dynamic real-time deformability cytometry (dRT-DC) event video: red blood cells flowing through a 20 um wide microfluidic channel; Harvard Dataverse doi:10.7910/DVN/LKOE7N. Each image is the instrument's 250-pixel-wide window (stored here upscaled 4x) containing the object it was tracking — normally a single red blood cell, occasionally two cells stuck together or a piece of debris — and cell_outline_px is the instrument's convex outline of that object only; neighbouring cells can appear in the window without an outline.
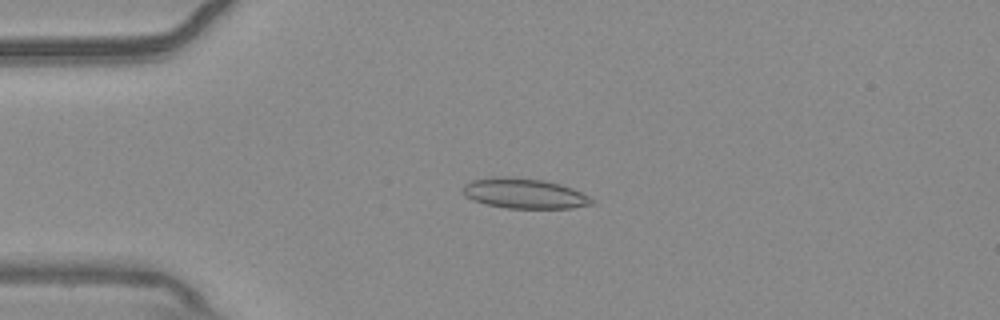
{"species": "common noctule bat (a hibernating species)", "species_latin": "Nyctalus noctula", "temperature_condition": "warm", "stored_images_in_passage": 53, "camera_frame_rate_fps": 3000, "um_per_image_px": 0.085, "animal": {"sex": "male", "body_mass_g": 20.4}, "frame": {"image": 1, "passage_image": 12, "time_ms": 3.667, "image_size_px": [1000, 320], "cell_outline_px": [[596, 204], [572, 208], [504, 208], [472, 200], [464, 196], [460, 188], [464, 184], [472, 180], [492, 176], [508, 176], [544, 180], [560, 184], [572, 188], [596, 200]], "centroid_in_image_um": [44.54, 16.44], "position_along_channel_um": 40.5, "area_um2": 23.0}}
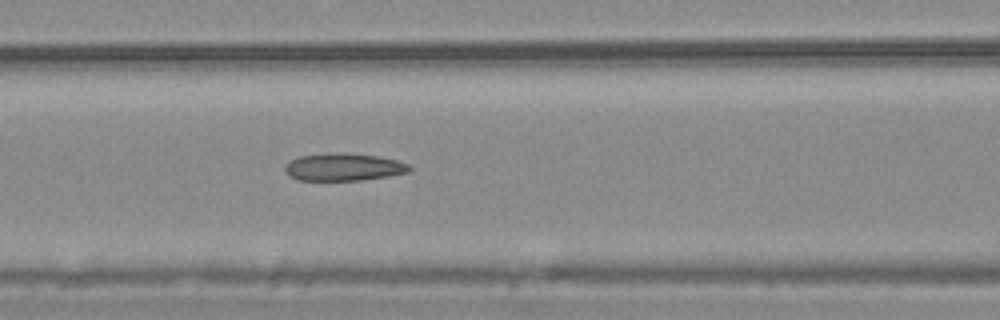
{"frame": {"image": 2, "passage_image": 22, "time_ms": 7.0, "image_size_px": [1000, 320], "cell_outline_px": [[412, 168], [408, 172], [388, 176], [360, 180], [296, 180], [288, 176], [284, 168], [292, 160], [300, 156], [376, 156], [396, 160], [408, 164]], "centroid_in_image_um": [29.22, 14.27], "position_along_channel_um": 137.4, "area_um2": 18.61}}
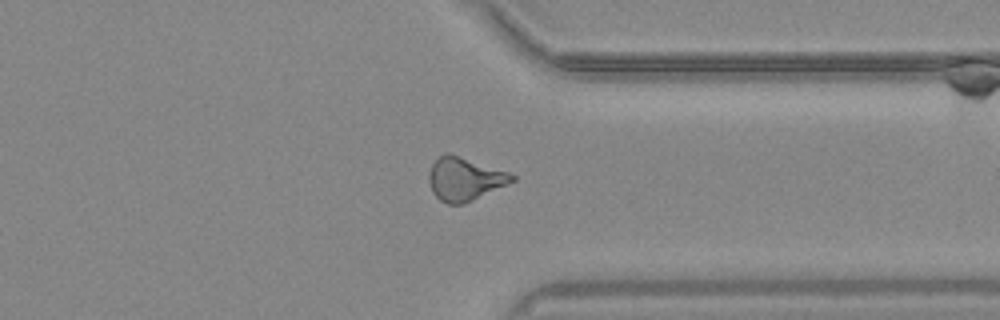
{"frame": {"image": 3, "passage_image": 41, "time_ms": 13.333, "image_size_px": [1000, 320], "cell_outline_px": [[516, 180], [508, 184], [464, 204], [448, 204], [440, 200], [432, 192], [428, 180], [428, 176], [432, 164], [444, 152], [448, 152], [508, 172], [516, 176]], "centroid_in_image_um": [39.48, 15.22], "position_along_channel_um": 371.9, "area_um2": 20.87}, "authors_computed_cell_mechanics": {"area_um2": 20.7502, "velocity_mm_per_s": 3.7226, "shape_relaxation_time_tau1_ms": null, "shape_relaxation_time_tau2_ms": 5.4463, "deformation_change_tau1": null, "deformation_change_tau2": 0.1272}}